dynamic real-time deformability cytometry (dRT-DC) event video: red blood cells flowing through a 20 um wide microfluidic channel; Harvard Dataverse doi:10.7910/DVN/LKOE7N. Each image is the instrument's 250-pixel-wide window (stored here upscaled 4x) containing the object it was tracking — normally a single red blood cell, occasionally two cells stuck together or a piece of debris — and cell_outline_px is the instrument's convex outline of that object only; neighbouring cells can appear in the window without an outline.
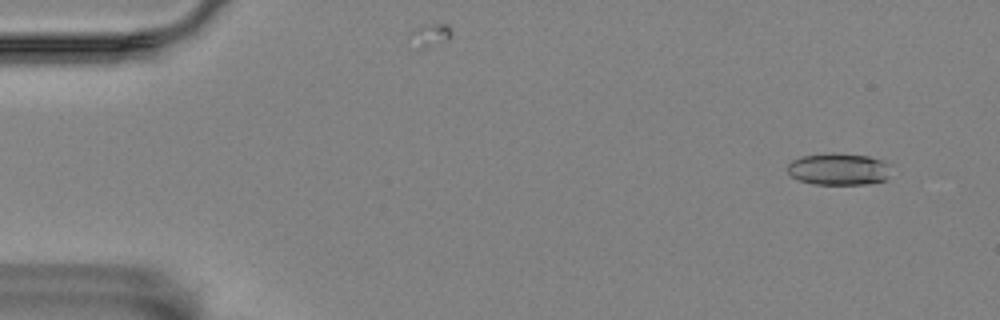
{"species": "Egyptian fruit bat (a non-hibernating species)", "species_latin": "Rousettus aegyptiacus", "temperature_condition": "room temperature", "stored_images_in_passage": 6, "camera_frame_rate_fps": 3000, "um_per_image_px": 0.085, "animal": {"sex": "female"}, "frame": {"image": 1, "passage_image": 1, "time_ms": 0.0, "image_size_px": [1000, 320], "cell_outline_px": [[892, 164], [888, 176], [884, 180], [864, 184], [812, 184], [800, 180], [792, 176], [788, 172], [788, 164], [792, 160], [804, 156], [832, 152], [868, 156]], "centroid_in_image_um": [71.3, 14.37], "position_along_channel_um": 13.7, "area_um2": 19.25}}
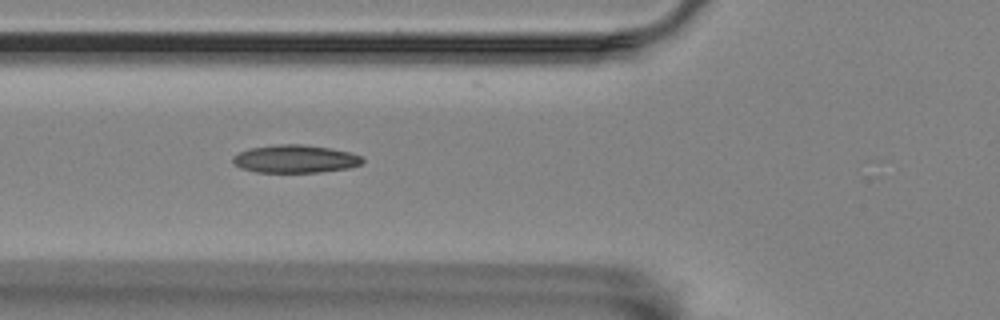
{"frame": {"image": 2, "passage_image": 5, "time_ms": 5.667, "image_size_px": [1000, 320], "cell_outline_px": [[364, 160], [360, 164], [348, 168], [320, 172], [256, 172], [240, 168], [232, 164], [232, 156], [248, 148], [276, 144], [300, 144], [328, 148], [348, 152], [360, 156]], "centroid_in_image_um": [25.01, 13.51], "position_along_channel_um": 100.8, "area_um2": 21.04}}
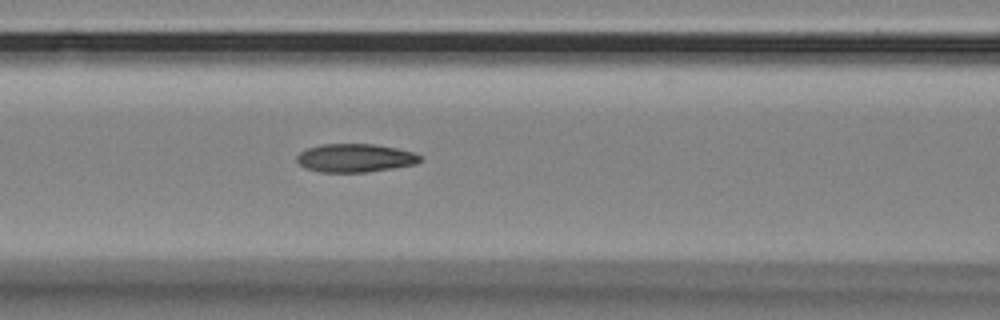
{"frame": {"image": 3, "passage_image": 6, "time_ms": 6.667, "image_size_px": [1000, 320], "cell_outline_px": [[420, 160], [416, 164], [368, 172], [320, 172], [304, 168], [296, 160], [296, 156], [300, 152], [308, 148], [324, 144], [372, 144], [396, 148], [412, 152], [420, 156]], "centroid_in_image_um": [30.15, 13.43], "position_along_channel_um": 136.5, "area_um2": 20.23}}